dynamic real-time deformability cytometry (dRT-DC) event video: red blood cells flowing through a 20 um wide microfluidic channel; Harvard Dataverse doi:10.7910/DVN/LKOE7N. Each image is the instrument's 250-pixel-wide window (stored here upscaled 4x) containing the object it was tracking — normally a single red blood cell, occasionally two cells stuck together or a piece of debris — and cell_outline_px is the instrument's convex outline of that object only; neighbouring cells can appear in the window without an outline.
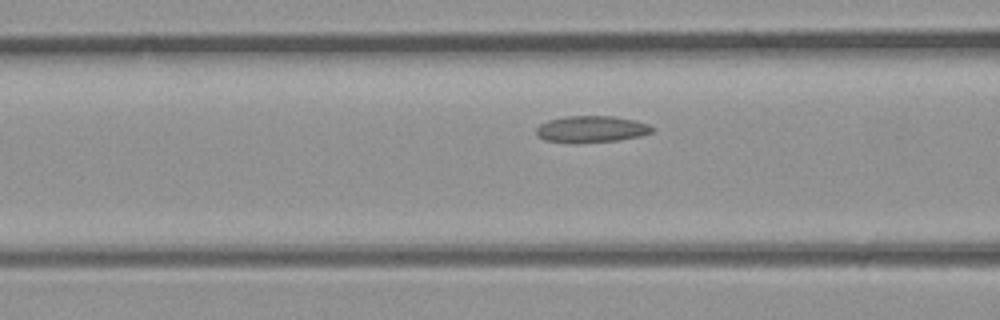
{"species": "common noctule bat (a hibernating species)", "species_latin": "Nyctalus noctula", "temperature_condition": "room temperature", "stored_images_in_passage": 5, "camera_frame_rate_fps": 3000, "um_per_image_px": 0.085, "animal": {"sex": "male", "body_mass_g": 23.1, "forearm_length_mm": 52.7}, "frame": {"image": 1, "passage_image": 5, "time_ms": 1.333, "image_size_px": [1000, 320], "cell_outline_px": [[656, 128], [652, 132], [640, 136], [620, 140], [572, 144], [544, 140], [536, 136], [536, 128], [540, 124], [548, 120], [564, 116], [612, 116], [632, 120], [648, 124]], "centroid_in_image_um": [50.22, 10.99], "position_along_channel_um": 116.4, "area_um2": 18.26}}